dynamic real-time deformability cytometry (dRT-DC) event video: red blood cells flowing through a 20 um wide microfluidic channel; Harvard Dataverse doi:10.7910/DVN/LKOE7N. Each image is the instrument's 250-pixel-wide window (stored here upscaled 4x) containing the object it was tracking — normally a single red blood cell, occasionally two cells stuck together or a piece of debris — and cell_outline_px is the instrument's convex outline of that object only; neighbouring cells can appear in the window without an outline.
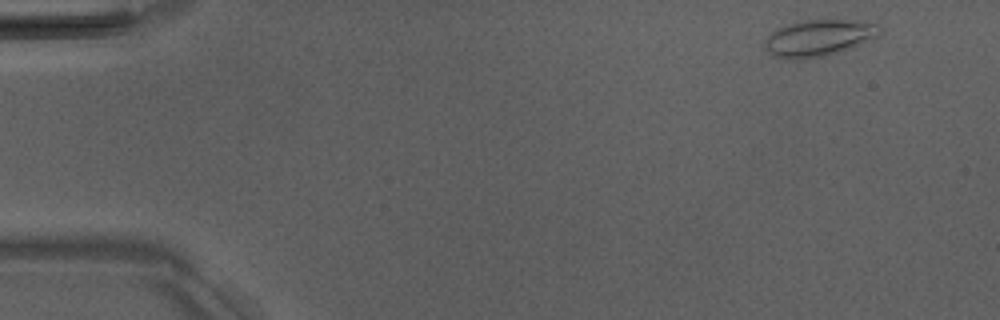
{"species": "Egyptian fruit bat (a non-hibernating species)", "species_latin": "Rousettus aegyptiacus", "temperature_condition": "room temperature", "stored_images_in_passage": 4, "camera_frame_rate_fps": 3000, "um_per_image_px": 0.085, "animal": {"sex": "male"}, "frame": {"image": 1, "passage_image": 1, "time_ms": 0.0, "image_size_px": [1000, 320], "cell_outline_px": [[880, 36], [852, 48], [828, 56], [800, 60], [784, 60], [772, 56], [768, 52], [764, 44], [764, 40], [776, 28], [788, 24], [804, 20], [864, 20], [880, 24]], "centroid_in_image_um": [69.61, 3.24], "position_along_channel_um": 15.4, "area_um2": 25.2}}